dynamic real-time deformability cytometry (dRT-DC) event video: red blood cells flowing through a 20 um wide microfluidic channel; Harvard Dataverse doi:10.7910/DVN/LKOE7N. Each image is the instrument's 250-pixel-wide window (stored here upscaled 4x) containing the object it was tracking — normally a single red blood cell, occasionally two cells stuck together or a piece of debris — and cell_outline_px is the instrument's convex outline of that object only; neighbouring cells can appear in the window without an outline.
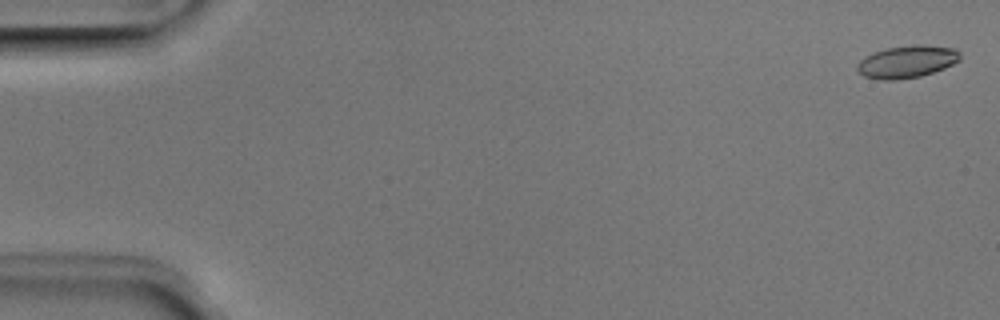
{"species": "Egyptian fruit bat (a non-hibernating species)", "species_latin": "Rousettus aegyptiacus", "temperature_condition": "room temperature", "stored_images_in_passage": 5, "camera_frame_rate_fps": 3000, "um_per_image_px": 0.085, "animal": {"sex": "male"}, "frame": {"image": 1, "passage_image": 1, "time_ms": 0.0, "image_size_px": [1000, 320], "cell_outline_px": [[960, 60], [944, 68], [920, 76], [896, 80], [880, 80], [864, 76], [856, 68], [856, 64], [864, 56], [872, 52], [884, 48], [912, 44], [924, 44], [956, 48], [960, 52]], "centroid_in_image_um": [77.07, 5.22], "position_along_channel_um": 7.9, "area_um2": 19.71}}
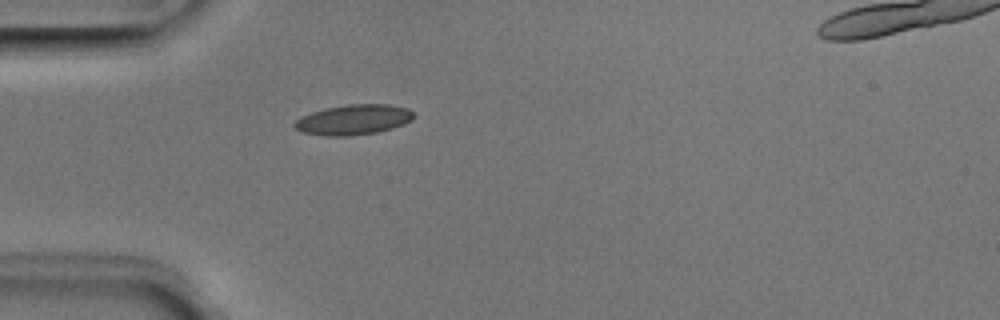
{"frame": {"image": 2, "passage_image": 5, "time_ms": 1.333, "image_size_px": [1000, 320], "cell_outline_px": [[412, 120], [404, 124], [392, 128], [376, 132], [352, 136], [328, 136], [300, 132], [292, 124], [300, 116], [324, 108], [348, 104], [388, 104], [408, 108], [412, 112]], "centroid_in_image_um": [30.01, 10.17], "position_along_channel_um": 55.0, "area_um2": 21.04}}